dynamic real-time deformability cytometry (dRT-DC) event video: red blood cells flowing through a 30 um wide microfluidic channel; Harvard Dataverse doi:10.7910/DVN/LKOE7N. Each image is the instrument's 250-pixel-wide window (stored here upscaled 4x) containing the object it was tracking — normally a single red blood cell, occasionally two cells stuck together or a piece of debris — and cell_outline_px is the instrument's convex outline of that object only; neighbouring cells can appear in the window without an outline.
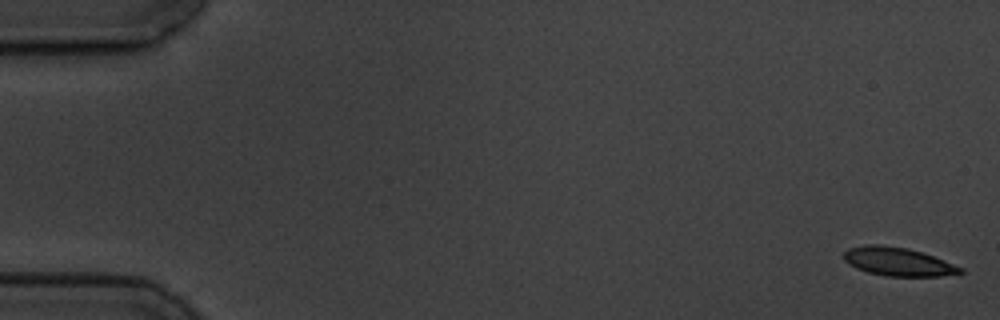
{"species": "common noctule bat (a hibernating species)", "species_latin": "Nyctalus noctula", "temperature_condition": "cold", "stored_images_in_passage": 6, "camera_frame_rate_fps": 3000, "um_per_image_px": 0.085, "animal": {"sex": "male", "body_mass_g": 19.5, "forearm_length_mm": 54.6}, "frame": {"image": 1, "passage_image": 1, "time_ms": 0.0, "image_size_px": [1000, 320], "cell_outline_px": [[964, 272], [940, 276], [884, 276], [868, 272], [856, 268], [848, 264], [844, 260], [844, 252], [848, 248], [868, 244], [880, 244], [908, 248], [924, 252], [964, 268]], "centroid_in_image_um": [76.33, 22.23], "position_along_channel_um": 8.7, "area_um2": 19.48}}
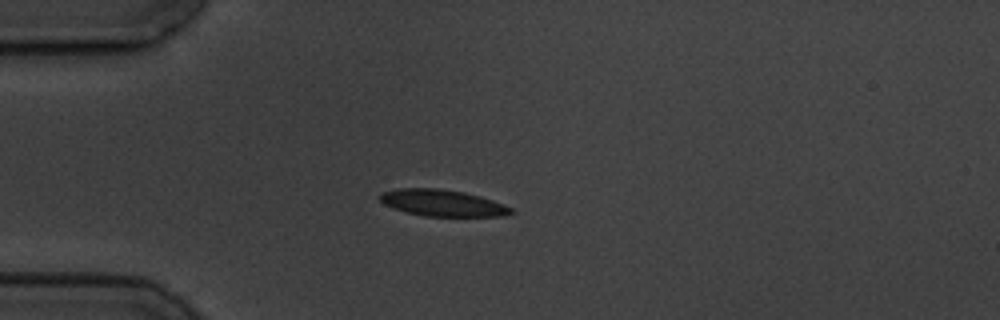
{"frame": {"image": 2, "passage_image": 5, "time_ms": 4.667, "image_size_px": [1000, 320], "cell_outline_px": [[516, 212], [504, 216], [424, 216], [392, 208], [384, 204], [376, 196], [384, 192], [396, 188], [436, 188], [464, 192], [480, 196], [504, 204], [512, 208]], "centroid_in_image_um": [37.61, 17.25], "position_along_channel_um": 47.4, "area_um2": 20.35}}